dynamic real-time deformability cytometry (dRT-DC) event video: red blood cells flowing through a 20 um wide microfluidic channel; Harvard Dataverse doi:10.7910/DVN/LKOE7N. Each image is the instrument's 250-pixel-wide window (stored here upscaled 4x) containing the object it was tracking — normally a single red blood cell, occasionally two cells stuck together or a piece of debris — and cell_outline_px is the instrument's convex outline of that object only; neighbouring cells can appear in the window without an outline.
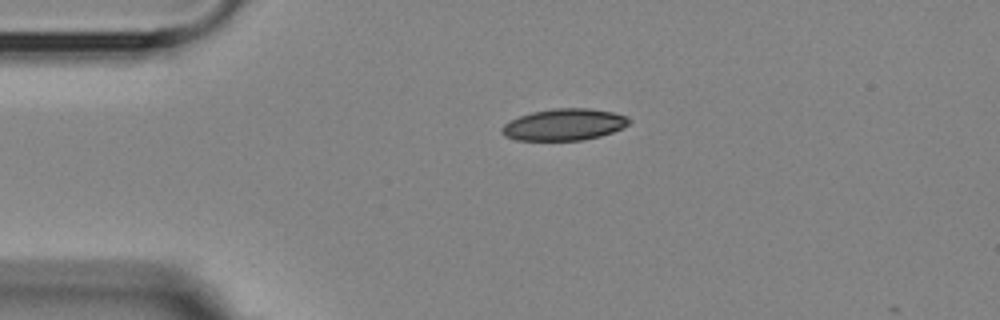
{"species": "Egyptian fruit bat (a non-hibernating species)", "species_latin": "Rousettus aegyptiacus", "temperature_condition": "room temperature", "stored_images_in_passage": 2, "camera_frame_rate_fps": 3000, "um_per_image_px": 0.085, "animal": {"sex": "female"}, "frame": {"image": 1, "passage_image": 1, "time_ms": 0.0, "image_size_px": [1000, 320], "cell_outline_px": [[632, 120], [628, 124], [612, 132], [600, 136], [584, 140], [516, 140], [504, 136], [500, 132], [500, 128], [504, 124], [520, 116], [532, 112], [552, 108], [588, 108], [612, 112], [628, 116]], "centroid_in_image_um": [47.94, 10.59], "position_along_channel_um": 37.1, "area_um2": 23.47}}